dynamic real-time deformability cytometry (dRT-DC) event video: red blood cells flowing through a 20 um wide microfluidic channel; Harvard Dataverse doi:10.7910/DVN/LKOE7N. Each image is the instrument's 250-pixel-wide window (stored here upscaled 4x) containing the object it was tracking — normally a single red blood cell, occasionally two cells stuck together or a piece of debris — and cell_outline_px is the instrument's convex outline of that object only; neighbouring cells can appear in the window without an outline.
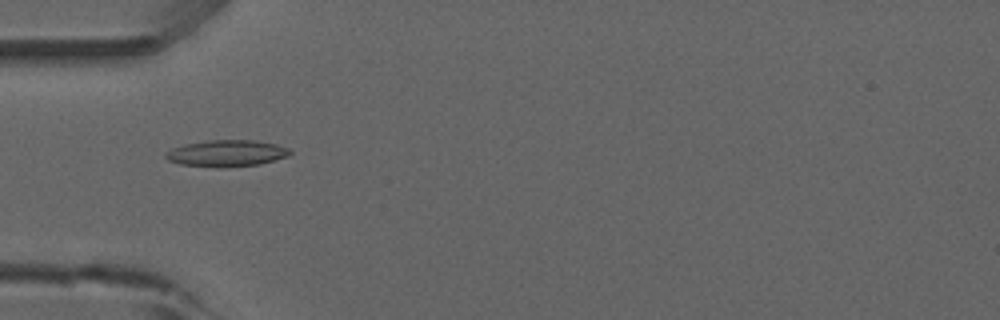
{"species": "common noctule bat (a hibernating species)", "species_latin": "Nyctalus noctula", "temperature_condition": "room temperature", "stored_images_in_passage": 8, "camera_frame_rate_fps": 3000, "um_per_image_px": 0.085, "animal": {"sex": "male", "forearm_length_mm": 52.5}, "frame": {"image": 1, "passage_image": 5, "time_ms": 4.667, "image_size_px": [1000, 320], "cell_outline_px": [[292, 152], [288, 156], [260, 164], [220, 168], [216, 168], [180, 164], [168, 160], [164, 156], [164, 152], [172, 148], [184, 144], [208, 140], [252, 140], [276, 144], [288, 148]], "centroid_in_image_um": [19.22, 13.03], "position_along_channel_um": 65.8, "area_um2": 19.36}}
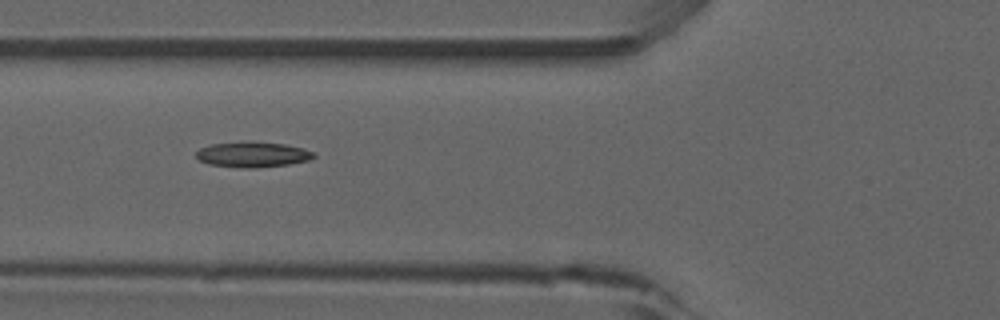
{"frame": {"image": 2, "passage_image": 6, "time_ms": 5.667, "image_size_px": [1000, 320], "cell_outline_px": [[316, 156], [308, 160], [288, 164], [256, 168], [244, 168], [208, 164], [200, 160], [196, 156], [196, 152], [200, 148], [212, 144], [248, 140], [284, 144], [304, 148], [316, 152]], "centroid_in_image_um": [21.49, 13.12], "position_along_channel_um": 104.3, "area_um2": 17.63}}
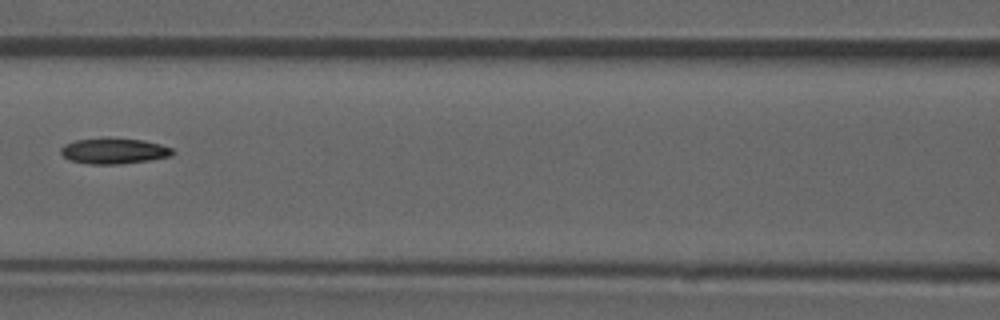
{"frame": {"image": 3, "passage_image": 7, "time_ms": 7.0, "image_size_px": [1000, 320], "cell_outline_px": [[176, 152], [172, 156], [148, 160], [120, 164], [88, 164], [68, 160], [60, 152], [60, 148], [64, 144], [76, 140], [104, 136], [108, 136], [144, 140], [160, 144], [172, 148]], "centroid_in_image_um": [9.67, 12.8], "position_along_channel_um": 156.9, "area_um2": 17.28}}